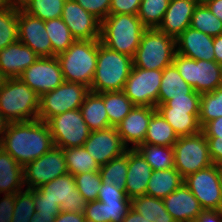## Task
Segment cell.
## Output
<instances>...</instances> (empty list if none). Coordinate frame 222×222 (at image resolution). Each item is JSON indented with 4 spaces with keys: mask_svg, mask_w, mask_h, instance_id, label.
Masks as SVG:
<instances>
[{
    "mask_svg": "<svg viewBox=\"0 0 222 222\" xmlns=\"http://www.w3.org/2000/svg\"><path fill=\"white\" fill-rule=\"evenodd\" d=\"M54 146L49 126L39 119L11 122L0 143L19 165L38 159Z\"/></svg>",
    "mask_w": 222,
    "mask_h": 222,
    "instance_id": "6da1fadb",
    "label": "cell"
},
{
    "mask_svg": "<svg viewBox=\"0 0 222 222\" xmlns=\"http://www.w3.org/2000/svg\"><path fill=\"white\" fill-rule=\"evenodd\" d=\"M90 91H122L133 67L132 57L113 51L98 40L97 64Z\"/></svg>",
    "mask_w": 222,
    "mask_h": 222,
    "instance_id": "7a4b0ae2",
    "label": "cell"
},
{
    "mask_svg": "<svg viewBox=\"0 0 222 222\" xmlns=\"http://www.w3.org/2000/svg\"><path fill=\"white\" fill-rule=\"evenodd\" d=\"M146 29L137 15H109L101 22L100 41L113 51L133 57Z\"/></svg>",
    "mask_w": 222,
    "mask_h": 222,
    "instance_id": "3957f363",
    "label": "cell"
},
{
    "mask_svg": "<svg viewBox=\"0 0 222 222\" xmlns=\"http://www.w3.org/2000/svg\"><path fill=\"white\" fill-rule=\"evenodd\" d=\"M39 98L19 78H6L0 89V113L9 123L36 120Z\"/></svg>",
    "mask_w": 222,
    "mask_h": 222,
    "instance_id": "277c9868",
    "label": "cell"
},
{
    "mask_svg": "<svg viewBox=\"0 0 222 222\" xmlns=\"http://www.w3.org/2000/svg\"><path fill=\"white\" fill-rule=\"evenodd\" d=\"M98 40H75L57 55L66 82L81 83L90 88L97 64Z\"/></svg>",
    "mask_w": 222,
    "mask_h": 222,
    "instance_id": "5b68a950",
    "label": "cell"
},
{
    "mask_svg": "<svg viewBox=\"0 0 222 222\" xmlns=\"http://www.w3.org/2000/svg\"><path fill=\"white\" fill-rule=\"evenodd\" d=\"M176 39L157 28L146 29L132 57L133 66L146 70H163L173 64Z\"/></svg>",
    "mask_w": 222,
    "mask_h": 222,
    "instance_id": "8992f818",
    "label": "cell"
},
{
    "mask_svg": "<svg viewBox=\"0 0 222 222\" xmlns=\"http://www.w3.org/2000/svg\"><path fill=\"white\" fill-rule=\"evenodd\" d=\"M173 64L197 93L212 92L222 87V65L216 61L195 60L175 53Z\"/></svg>",
    "mask_w": 222,
    "mask_h": 222,
    "instance_id": "52a82bcc",
    "label": "cell"
},
{
    "mask_svg": "<svg viewBox=\"0 0 222 222\" xmlns=\"http://www.w3.org/2000/svg\"><path fill=\"white\" fill-rule=\"evenodd\" d=\"M174 168L183 178L213 163L209 155L207 138L201 131L190 136H181L173 145Z\"/></svg>",
    "mask_w": 222,
    "mask_h": 222,
    "instance_id": "ba28073f",
    "label": "cell"
},
{
    "mask_svg": "<svg viewBox=\"0 0 222 222\" xmlns=\"http://www.w3.org/2000/svg\"><path fill=\"white\" fill-rule=\"evenodd\" d=\"M89 87L81 83L66 82L39 98L38 119L47 122L65 111L80 109Z\"/></svg>",
    "mask_w": 222,
    "mask_h": 222,
    "instance_id": "9c48e42d",
    "label": "cell"
},
{
    "mask_svg": "<svg viewBox=\"0 0 222 222\" xmlns=\"http://www.w3.org/2000/svg\"><path fill=\"white\" fill-rule=\"evenodd\" d=\"M46 123L54 146L63 149L83 146L91 133L80 109L65 111L50 118Z\"/></svg>",
    "mask_w": 222,
    "mask_h": 222,
    "instance_id": "30bf717a",
    "label": "cell"
},
{
    "mask_svg": "<svg viewBox=\"0 0 222 222\" xmlns=\"http://www.w3.org/2000/svg\"><path fill=\"white\" fill-rule=\"evenodd\" d=\"M41 199H49L60 205L61 212L84 215L87 201L76 188L74 175L64 174L56 179L32 189Z\"/></svg>",
    "mask_w": 222,
    "mask_h": 222,
    "instance_id": "8fae6325",
    "label": "cell"
},
{
    "mask_svg": "<svg viewBox=\"0 0 222 222\" xmlns=\"http://www.w3.org/2000/svg\"><path fill=\"white\" fill-rule=\"evenodd\" d=\"M26 189H36L68 173L64 149L53 146L47 153L23 167Z\"/></svg>",
    "mask_w": 222,
    "mask_h": 222,
    "instance_id": "7c38bea8",
    "label": "cell"
},
{
    "mask_svg": "<svg viewBox=\"0 0 222 222\" xmlns=\"http://www.w3.org/2000/svg\"><path fill=\"white\" fill-rule=\"evenodd\" d=\"M161 78L162 70L133 66L122 91L135 106L156 107Z\"/></svg>",
    "mask_w": 222,
    "mask_h": 222,
    "instance_id": "4fadbf2b",
    "label": "cell"
},
{
    "mask_svg": "<svg viewBox=\"0 0 222 222\" xmlns=\"http://www.w3.org/2000/svg\"><path fill=\"white\" fill-rule=\"evenodd\" d=\"M184 184L204 210H222V187L218 166L199 170L184 178Z\"/></svg>",
    "mask_w": 222,
    "mask_h": 222,
    "instance_id": "5bb4252c",
    "label": "cell"
},
{
    "mask_svg": "<svg viewBox=\"0 0 222 222\" xmlns=\"http://www.w3.org/2000/svg\"><path fill=\"white\" fill-rule=\"evenodd\" d=\"M18 78L39 96L54 90L65 81L56 56L39 57Z\"/></svg>",
    "mask_w": 222,
    "mask_h": 222,
    "instance_id": "9a60e30c",
    "label": "cell"
},
{
    "mask_svg": "<svg viewBox=\"0 0 222 222\" xmlns=\"http://www.w3.org/2000/svg\"><path fill=\"white\" fill-rule=\"evenodd\" d=\"M18 40L30 47L39 57H52V44L45 29V21L18 7Z\"/></svg>",
    "mask_w": 222,
    "mask_h": 222,
    "instance_id": "2e32d148",
    "label": "cell"
},
{
    "mask_svg": "<svg viewBox=\"0 0 222 222\" xmlns=\"http://www.w3.org/2000/svg\"><path fill=\"white\" fill-rule=\"evenodd\" d=\"M61 18L76 40H100L101 21L75 0H66Z\"/></svg>",
    "mask_w": 222,
    "mask_h": 222,
    "instance_id": "e0dca14e",
    "label": "cell"
},
{
    "mask_svg": "<svg viewBox=\"0 0 222 222\" xmlns=\"http://www.w3.org/2000/svg\"><path fill=\"white\" fill-rule=\"evenodd\" d=\"M83 147L95 159L99 166L107 164L128 149L122 142L116 127L91 131Z\"/></svg>",
    "mask_w": 222,
    "mask_h": 222,
    "instance_id": "ac0fdd59",
    "label": "cell"
},
{
    "mask_svg": "<svg viewBox=\"0 0 222 222\" xmlns=\"http://www.w3.org/2000/svg\"><path fill=\"white\" fill-rule=\"evenodd\" d=\"M156 107L135 106L131 112L116 126L123 144L135 149L144 143L149 121L156 112ZM129 142V143H128Z\"/></svg>",
    "mask_w": 222,
    "mask_h": 222,
    "instance_id": "d6986e66",
    "label": "cell"
},
{
    "mask_svg": "<svg viewBox=\"0 0 222 222\" xmlns=\"http://www.w3.org/2000/svg\"><path fill=\"white\" fill-rule=\"evenodd\" d=\"M214 37L186 28L176 38V53L195 60L215 61Z\"/></svg>",
    "mask_w": 222,
    "mask_h": 222,
    "instance_id": "ffe728a7",
    "label": "cell"
},
{
    "mask_svg": "<svg viewBox=\"0 0 222 222\" xmlns=\"http://www.w3.org/2000/svg\"><path fill=\"white\" fill-rule=\"evenodd\" d=\"M163 202L176 222H194L204 211L198 199L184 183L165 197Z\"/></svg>",
    "mask_w": 222,
    "mask_h": 222,
    "instance_id": "44dd1931",
    "label": "cell"
},
{
    "mask_svg": "<svg viewBox=\"0 0 222 222\" xmlns=\"http://www.w3.org/2000/svg\"><path fill=\"white\" fill-rule=\"evenodd\" d=\"M39 56L21 41L0 50V72L6 78H18Z\"/></svg>",
    "mask_w": 222,
    "mask_h": 222,
    "instance_id": "7402d4cb",
    "label": "cell"
},
{
    "mask_svg": "<svg viewBox=\"0 0 222 222\" xmlns=\"http://www.w3.org/2000/svg\"><path fill=\"white\" fill-rule=\"evenodd\" d=\"M197 5L196 0H170L163 20L157 29L176 39L186 28L190 27Z\"/></svg>",
    "mask_w": 222,
    "mask_h": 222,
    "instance_id": "603a6c76",
    "label": "cell"
},
{
    "mask_svg": "<svg viewBox=\"0 0 222 222\" xmlns=\"http://www.w3.org/2000/svg\"><path fill=\"white\" fill-rule=\"evenodd\" d=\"M153 170L142 155L133 148H128V170L125 194L129 199L146 195L148 181Z\"/></svg>",
    "mask_w": 222,
    "mask_h": 222,
    "instance_id": "cb8c5ba5",
    "label": "cell"
},
{
    "mask_svg": "<svg viewBox=\"0 0 222 222\" xmlns=\"http://www.w3.org/2000/svg\"><path fill=\"white\" fill-rule=\"evenodd\" d=\"M131 208V201H89L84 217L93 222H122Z\"/></svg>",
    "mask_w": 222,
    "mask_h": 222,
    "instance_id": "d4e9b609",
    "label": "cell"
},
{
    "mask_svg": "<svg viewBox=\"0 0 222 222\" xmlns=\"http://www.w3.org/2000/svg\"><path fill=\"white\" fill-rule=\"evenodd\" d=\"M156 110L172 126L178 137L190 136L202 131L199 123L200 111L173 110L169 106H156Z\"/></svg>",
    "mask_w": 222,
    "mask_h": 222,
    "instance_id": "484cf974",
    "label": "cell"
},
{
    "mask_svg": "<svg viewBox=\"0 0 222 222\" xmlns=\"http://www.w3.org/2000/svg\"><path fill=\"white\" fill-rule=\"evenodd\" d=\"M24 186L23 166L0 147V193H16Z\"/></svg>",
    "mask_w": 222,
    "mask_h": 222,
    "instance_id": "4316f807",
    "label": "cell"
},
{
    "mask_svg": "<svg viewBox=\"0 0 222 222\" xmlns=\"http://www.w3.org/2000/svg\"><path fill=\"white\" fill-rule=\"evenodd\" d=\"M184 183V178L175 169L153 170L148 181L146 195L164 199Z\"/></svg>",
    "mask_w": 222,
    "mask_h": 222,
    "instance_id": "83f0119b",
    "label": "cell"
},
{
    "mask_svg": "<svg viewBox=\"0 0 222 222\" xmlns=\"http://www.w3.org/2000/svg\"><path fill=\"white\" fill-rule=\"evenodd\" d=\"M193 91V88L182 78L174 64L162 70L158 104H164L172 97L189 95Z\"/></svg>",
    "mask_w": 222,
    "mask_h": 222,
    "instance_id": "f1b7e54d",
    "label": "cell"
},
{
    "mask_svg": "<svg viewBox=\"0 0 222 222\" xmlns=\"http://www.w3.org/2000/svg\"><path fill=\"white\" fill-rule=\"evenodd\" d=\"M80 110L85 123L91 131L103 130L112 127L109 124L104 100L98 93L90 91L86 95Z\"/></svg>",
    "mask_w": 222,
    "mask_h": 222,
    "instance_id": "f546056e",
    "label": "cell"
},
{
    "mask_svg": "<svg viewBox=\"0 0 222 222\" xmlns=\"http://www.w3.org/2000/svg\"><path fill=\"white\" fill-rule=\"evenodd\" d=\"M178 138L172 126L156 111L149 121L143 144L173 147Z\"/></svg>",
    "mask_w": 222,
    "mask_h": 222,
    "instance_id": "4dcf8cb0",
    "label": "cell"
},
{
    "mask_svg": "<svg viewBox=\"0 0 222 222\" xmlns=\"http://www.w3.org/2000/svg\"><path fill=\"white\" fill-rule=\"evenodd\" d=\"M131 208L151 222H176L166 210L163 199L137 196L131 199Z\"/></svg>",
    "mask_w": 222,
    "mask_h": 222,
    "instance_id": "1f68e13d",
    "label": "cell"
},
{
    "mask_svg": "<svg viewBox=\"0 0 222 222\" xmlns=\"http://www.w3.org/2000/svg\"><path fill=\"white\" fill-rule=\"evenodd\" d=\"M104 100L109 124L116 127L135 107L123 91L98 93Z\"/></svg>",
    "mask_w": 222,
    "mask_h": 222,
    "instance_id": "d6a6232c",
    "label": "cell"
},
{
    "mask_svg": "<svg viewBox=\"0 0 222 222\" xmlns=\"http://www.w3.org/2000/svg\"><path fill=\"white\" fill-rule=\"evenodd\" d=\"M151 166L152 170L174 168V149L168 146L140 144L135 148Z\"/></svg>",
    "mask_w": 222,
    "mask_h": 222,
    "instance_id": "836d02e7",
    "label": "cell"
},
{
    "mask_svg": "<svg viewBox=\"0 0 222 222\" xmlns=\"http://www.w3.org/2000/svg\"><path fill=\"white\" fill-rule=\"evenodd\" d=\"M45 29L52 44V57L65 52L76 40L61 17L45 21Z\"/></svg>",
    "mask_w": 222,
    "mask_h": 222,
    "instance_id": "e575fe53",
    "label": "cell"
},
{
    "mask_svg": "<svg viewBox=\"0 0 222 222\" xmlns=\"http://www.w3.org/2000/svg\"><path fill=\"white\" fill-rule=\"evenodd\" d=\"M128 170V149L122 155L113 158L107 164L100 166L102 183H112L119 189L125 188Z\"/></svg>",
    "mask_w": 222,
    "mask_h": 222,
    "instance_id": "d590c367",
    "label": "cell"
},
{
    "mask_svg": "<svg viewBox=\"0 0 222 222\" xmlns=\"http://www.w3.org/2000/svg\"><path fill=\"white\" fill-rule=\"evenodd\" d=\"M64 154L69 174L76 175L100 169L99 164L83 146L66 148Z\"/></svg>",
    "mask_w": 222,
    "mask_h": 222,
    "instance_id": "8d00e7d4",
    "label": "cell"
},
{
    "mask_svg": "<svg viewBox=\"0 0 222 222\" xmlns=\"http://www.w3.org/2000/svg\"><path fill=\"white\" fill-rule=\"evenodd\" d=\"M190 27L212 37L222 34V21L206 5L195 7Z\"/></svg>",
    "mask_w": 222,
    "mask_h": 222,
    "instance_id": "74e56055",
    "label": "cell"
},
{
    "mask_svg": "<svg viewBox=\"0 0 222 222\" xmlns=\"http://www.w3.org/2000/svg\"><path fill=\"white\" fill-rule=\"evenodd\" d=\"M66 0H28L21 8L28 14L43 21L62 17Z\"/></svg>",
    "mask_w": 222,
    "mask_h": 222,
    "instance_id": "f35d334b",
    "label": "cell"
},
{
    "mask_svg": "<svg viewBox=\"0 0 222 222\" xmlns=\"http://www.w3.org/2000/svg\"><path fill=\"white\" fill-rule=\"evenodd\" d=\"M170 0H141L137 16L147 29L158 28Z\"/></svg>",
    "mask_w": 222,
    "mask_h": 222,
    "instance_id": "ab89813d",
    "label": "cell"
},
{
    "mask_svg": "<svg viewBox=\"0 0 222 222\" xmlns=\"http://www.w3.org/2000/svg\"><path fill=\"white\" fill-rule=\"evenodd\" d=\"M222 117V87L212 92L202 93L200 99L199 123L203 127L207 122Z\"/></svg>",
    "mask_w": 222,
    "mask_h": 222,
    "instance_id": "60d3db41",
    "label": "cell"
},
{
    "mask_svg": "<svg viewBox=\"0 0 222 222\" xmlns=\"http://www.w3.org/2000/svg\"><path fill=\"white\" fill-rule=\"evenodd\" d=\"M18 7L0 10V50L18 40Z\"/></svg>",
    "mask_w": 222,
    "mask_h": 222,
    "instance_id": "b9f144b4",
    "label": "cell"
},
{
    "mask_svg": "<svg viewBox=\"0 0 222 222\" xmlns=\"http://www.w3.org/2000/svg\"><path fill=\"white\" fill-rule=\"evenodd\" d=\"M35 214L34 191L26 189L24 192L23 190L16 192L12 222H30Z\"/></svg>",
    "mask_w": 222,
    "mask_h": 222,
    "instance_id": "7bdbcfd3",
    "label": "cell"
},
{
    "mask_svg": "<svg viewBox=\"0 0 222 222\" xmlns=\"http://www.w3.org/2000/svg\"><path fill=\"white\" fill-rule=\"evenodd\" d=\"M74 179L76 188L87 202L97 200L102 183L99 171L76 174Z\"/></svg>",
    "mask_w": 222,
    "mask_h": 222,
    "instance_id": "ee69618b",
    "label": "cell"
},
{
    "mask_svg": "<svg viewBox=\"0 0 222 222\" xmlns=\"http://www.w3.org/2000/svg\"><path fill=\"white\" fill-rule=\"evenodd\" d=\"M200 99L201 94L193 91L189 95L172 97L164 104H158L157 106H169L173 110L180 111H200Z\"/></svg>",
    "mask_w": 222,
    "mask_h": 222,
    "instance_id": "f6af8a7d",
    "label": "cell"
},
{
    "mask_svg": "<svg viewBox=\"0 0 222 222\" xmlns=\"http://www.w3.org/2000/svg\"><path fill=\"white\" fill-rule=\"evenodd\" d=\"M83 9L101 22L109 16L111 0H75Z\"/></svg>",
    "mask_w": 222,
    "mask_h": 222,
    "instance_id": "bcb514c9",
    "label": "cell"
},
{
    "mask_svg": "<svg viewBox=\"0 0 222 222\" xmlns=\"http://www.w3.org/2000/svg\"><path fill=\"white\" fill-rule=\"evenodd\" d=\"M97 200L131 201V199L126 196L124 189H119L116 186H113L112 183H101Z\"/></svg>",
    "mask_w": 222,
    "mask_h": 222,
    "instance_id": "7dc6e473",
    "label": "cell"
},
{
    "mask_svg": "<svg viewBox=\"0 0 222 222\" xmlns=\"http://www.w3.org/2000/svg\"><path fill=\"white\" fill-rule=\"evenodd\" d=\"M141 0H111L109 15L131 14L137 15Z\"/></svg>",
    "mask_w": 222,
    "mask_h": 222,
    "instance_id": "c3c4849f",
    "label": "cell"
},
{
    "mask_svg": "<svg viewBox=\"0 0 222 222\" xmlns=\"http://www.w3.org/2000/svg\"><path fill=\"white\" fill-rule=\"evenodd\" d=\"M34 204L36 208L37 215H59L60 205L57 202L51 201L49 199H41L35 192H34Z\"/></svg>",
    "mask_w": 222,
    "mask_h": 222,
    "instance_id": "681fc988",
    "label": "cell"
},
{
    "mask_svg": "<svg viewBox=\"0 0 222 222\" xmlns=\"http://www.w3.org/2000/svg\"><path fill=\"white\" fill-rule=\"evenodd\" d=\"M0 201V222H12L16 193H6Z\"/></svg>",
    "mask_w": 222,
    "mask_h": 222,
    "instance_id": "f907efd6",
    "label": "cell"
},
{
    "mask_svg": "<svg viewBox=\"0 0 222 222\" xmlns=\"http://www.w3.org/2000/svg\"><path fill=\"white\" fill-rule=\"evenodd\" d=\"M207 140H222V117L207 122L202 127Z\"/></svg>",
    "mask_w": 222,
    "mask_h": 222,
    "instance_id": "816d5d0a",
    "label": "cell"
},
{
    "mask_svg": "<svg viewBox=\"0 0 222 222\" xmlns=\"http://www.w3.org/2000/svg\"><path fill=\"white\" fill-rule=\"evenodd\" d=\"M207 143L212 163L222 165V140H207Z\"/></svg>",
    "mask_w": 222,
    "mask_h": 222,
    "instance_id": "f5cc1de1",
    "label": "cell"
},
{
    "mask_svg": "<svg viewBox=\"0 0 222 222\" xmlns=\"http://www.w3.org/2000/svg\"><path fill=\"white\" fill-rule=\"evenodd\" d=\"M194 222H222V210H204Z\"/></svg>",
    "mask_w": 222,
    "mask_h": 222,
    "instance_id": "db71d44e",
    "label": "cell"
},
{
    "mask_svg": "<svg viewBox=\"0 0 222 222\" xmlns=\"http://www.w3.org/2000/svg\"><path fill=\"white\" fill-rule=\"evenodd\" d=\"M84 218V215L66 211L60 212V214L56 216L54 222H83Z\"/></svg>",
    "mask_w": 222,
    "mask_h": 222,
    "instance_id": "11a10c76",
    "label": "cell"
},
{
    "mask_svg": "<svg viewBox=\"0 0 222 222\" xmlns=\"http://www.w3.org/2000/svg\"><path fill=\"white\" fill-rule=\"evenodd\" d=\"M213 46L215 61L222 65V34L214 37Z\"/></svg>",
    "mask_w": 222,
    "mask_h": 222,
    "instance_id": "9f6ffc18",
    "label": "cell"
},
{
    "mask_svg": "<svg viewBox=\"0 0 222 222\" xmlns=\"http://www.w3.org/2000/svg\"><path fill=\"white\" fill-rule=\"evenodd\" d=\"M208 9L222 21V0H212L206 4Z\"/></svg>",
    "mask_w": 222,
    "mask_h": 222,
    "instance_id": "6f0895ef",
    "label": "cell"
},
{
    "mask_svg": "<svg viewBox=\"0 0 222 222\" xmlns=\"http://www.w3.org/2000/svg\"><path fill=\"white\" fill-rule=\"evenodd\" d=\"M122 222H151L144 218L140 213L136 212L134 209L130 208L126 217Z\"/></svg>",
    "mask_w": 222,
    "mask_h": 222,
    "instance_id": "680465c9",
    "label": "cell"
},
{
    "mask_svg": "<svg viewBox=\"0 0 222 222\" xmlns=\"http://www.w3.org/2000/svg\"><path fill=\"white\" fill-rule=\"evenodd\" d=\"M8 125H9V122L0 113V143L3 139V136L7 130Z\"/></svg>",
    "mask_w": 222,
    "mask_h": 222,
    "instance_id": "91938a15",
    "label": "cell"
},
{
    "mask_svg": "<svg viewBox=\"0 0 222 222\" xmlns=\"http://www.w3.org/2000/svg\"><path fill=\"white\" fill-rule=\"evenodd\" d=\"M15 7L13 0H0V10Z\"/></svg>",
    "mask_w": 222,
    "mask_h": 222,
    "instance_id": "94428289",
    "label": "cell"
},
{
    "mask_svg": "<svg viewBox=\"0 0 222 222\" xmlns=\"http://www.w3.org/2000/svg\"><path fill=\"white\" fill-rule=\"evenodd\" d=\"M28 0H13L16 7H21Z\"/></svg>",
    "mask_w": 222,
    "mask_h": 222,
    "instance_id": "6125c7cd",
    "label": "cell"
},
{
    "mask_svg": "<svg viewBox=\"0 0 222 222\" xmlns=\"http://www.w3.org/2000/svg\"><path fill=\"white\" fill-rule=\"evenodd\" d=\"M5 80H6V77L0 72V89L2 88Z\"/></svg>",
    "mask_w": 222,
    "mask_h": 222,
    "instance_id": "be15d7a7",
    "label": "cell"
},
{
    "mask_svg": "<svg viewBox=\"0 0 222 222\" xmlns=\"http://www.w3.org/2000/svg\"><path fill=\"white\" fill-rule=\"evenodd\" d=\"M198 5H206L208 2L212 0H196Z\"/></svg>",
    "mask_w": 222,
    "mask_h": 222,
    "instance_id": "e7e4bbea",
    "label": "cell"
},
{
    "mask_svg": "<svg viewBox=\"0 0 222 222\" xmlns=\"http://www.w3.org/2000/svg\"><path fill=\"white\" fill-rule=\"evenodd\" d=\"M218 170H219L220 182H221V187H222V165L218 166Z\"/></svg>",
    "mask_w": 222,
    "mask_h": 222,
    "instance_id": "03108f58",
    "label": "cell"
},
{
    "mask_svg": "<svg viewBox=\"0 0 222 222\" xmlns=\"http://www.w3.org/2000/svg\"><path fill=\"white\" fill-rule=\"evenodd\" d=\"M83 222H93V221L84 218V219H83Z\"/></svg>",
    "mask_w": 222,
    "mask_h": 222,
    "instance_id": "003e7915",
    "label": "cell"
}]
</instances>
